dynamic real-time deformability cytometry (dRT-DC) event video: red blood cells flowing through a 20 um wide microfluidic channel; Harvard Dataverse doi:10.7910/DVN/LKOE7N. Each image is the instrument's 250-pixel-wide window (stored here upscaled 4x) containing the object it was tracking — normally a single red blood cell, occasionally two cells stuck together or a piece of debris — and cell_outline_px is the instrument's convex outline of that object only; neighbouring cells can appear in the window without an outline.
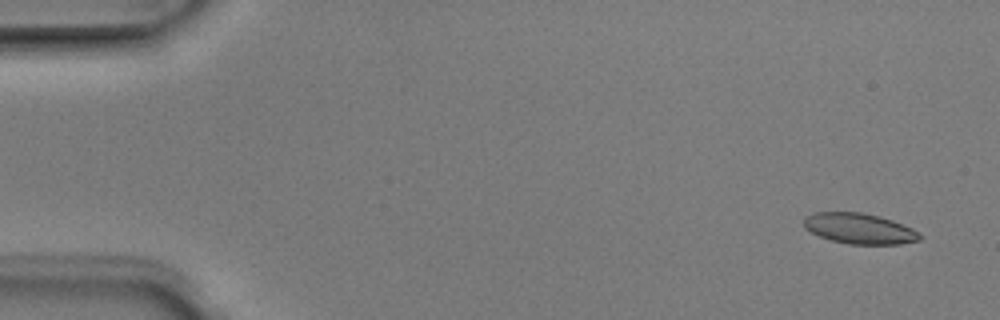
{"species": "Egyptian fruit bat (a non-hibernating species)", "species_latin": "Rousettus aegyptiacus", "temperature_condition": "room temperature", "stored_images_in_passage": 5, "camera_frame_rate_fps": 3000, "um_per_image_px": 0.085, "animal": {"sex": "male"}, "frame": {"image": 1, "passage_image": 1, "time_ms": 0.0, "image_size_px": [1000, 320], "cell_outline_px": [[924, 236], [920, 240], [900, 244], [848, 244], [832, 240], [820, 236], [804, 228], [804, 216], [816, 212], [860, 212], [880, 216], [892, 220], [912, 228]], "centroid_in_image_um": [73.06, 19.42], "position_along_channel_um": 11.9, "area_um2": 20.69}}